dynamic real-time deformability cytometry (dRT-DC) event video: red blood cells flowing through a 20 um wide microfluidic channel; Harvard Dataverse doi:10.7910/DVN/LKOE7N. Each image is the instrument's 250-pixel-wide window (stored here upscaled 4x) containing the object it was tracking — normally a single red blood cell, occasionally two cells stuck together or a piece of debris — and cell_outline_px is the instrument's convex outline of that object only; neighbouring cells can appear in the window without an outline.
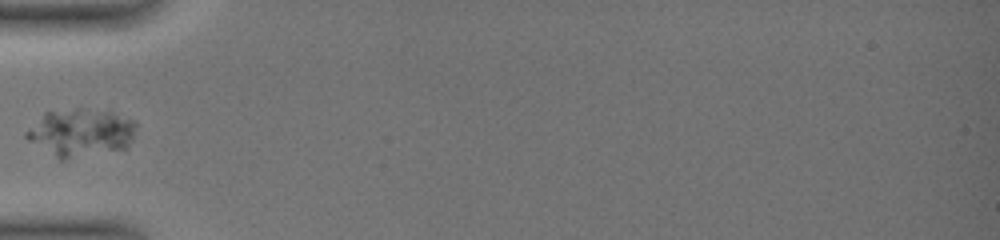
{"species": "common noctule bat (a hibernating species)", "species_latin": "Nyctalus noctula", "temperature_condition": "warm", "stored_images_in_passage": 33, "camera_frame_rate_fps": 3000, "um_per_image_px": 0.085, "animal": {"sex": "female", "body_mass_g": 19.0, "forearm_length_mm": 51.5}, "frame": {"image": 1, "passage_image": 1, "time_ms": 0.0, "image_size_px": [1000, 240], "cell_outline_px": [[136, 124], [132, 140], [128, 148], [64, 160], [60, 160], [28, 140], [24, 136], [24, 132], [44, 112], [76, 108], [80, 108], [112, 112], [132, 120]], "centroid_in_image_um": [6.85, 11.28], "position_along_channel_um": 78.2, "area_um2": 30.58}}
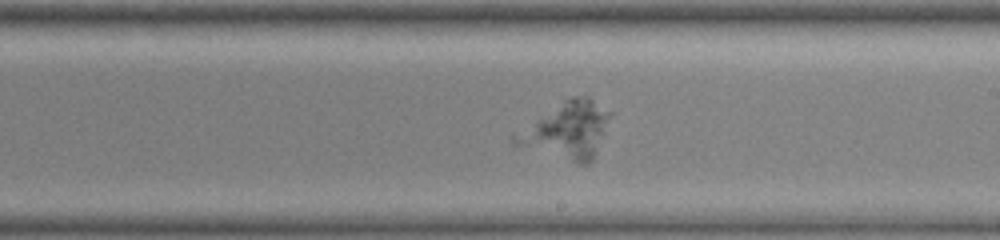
{"frame": {"image": 2, "passage_image": 14, "time_ms": 4.333, "image_size_px": [1000, 240], "cell_outline_px": [[612, 116], [592, 160], [588, 164], [580, 164], [572, 160], [536, 136], [536, 120], [564, 100], [572, 96], [588, 96], [612, 112]], "centroid_in_image_um": [48.86, 10.85], "position_along_channel_um": 240.1, "area_um2": 24.91}}
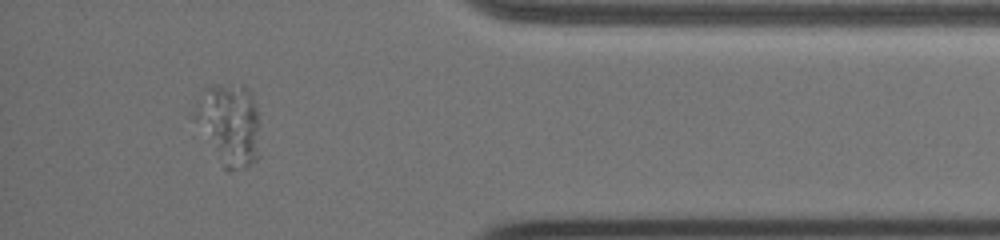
{"frame": {"image": 3, "passage_image": 29, "time_ms": 9.333, "image_size_px": [1000, 240], "cell_outline_px": [[260, 156], [252, 164], [244, 168], [228, 172], [224, 168], [208, 140], [204, 88], [212, 84], [244, 84], [248, 88], [256, 104], [260, 116]], "centroid_in_image_um": [19.8, 10.62], "position_along_channel_um": 415.4, "area_um2": 28.9}}